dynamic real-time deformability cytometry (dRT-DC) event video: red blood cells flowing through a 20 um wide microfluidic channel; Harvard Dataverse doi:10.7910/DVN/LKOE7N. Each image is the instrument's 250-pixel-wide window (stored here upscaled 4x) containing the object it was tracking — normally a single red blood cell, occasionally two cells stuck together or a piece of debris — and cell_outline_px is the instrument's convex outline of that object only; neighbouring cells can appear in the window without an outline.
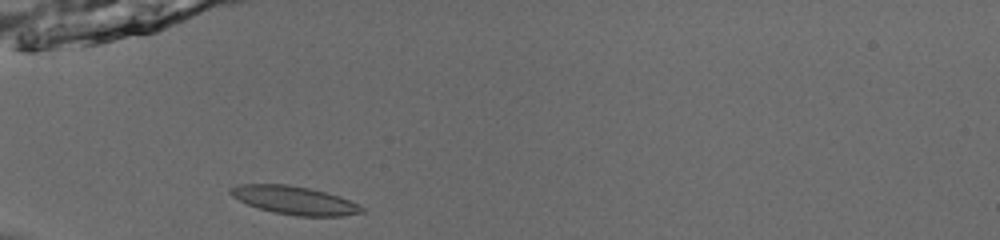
{"species": "common noctule bat (a hibernating species)", "species_latin": "Nyctalus noctula", "temperature_condition": "room temperature", "stored_images_in_passage": 35, "camera_frame_rate_fps": 3000, "um_per_image_px": 0.085, "animal": {"sex": "male", "body_mass_g": 13.0, "forearm_length_mm": 53.1}, "frame": {"image": 1, "passage_image": 1, "time_ms": 0.0, "image_size_px": [1000, 240], "cell_outline_px": [[364, 212], [340, 216], [296, 216], [272, 212], [248, 204], [232, 196], [228, 192], [232, 188], [240, 184], [288, 184], [308, 188], [340, 196], [364, 208]], "centroid_in_image_um": [25.02, 17.03], "position_along_channel_um": 60.0, "area_um2": 21.33}}
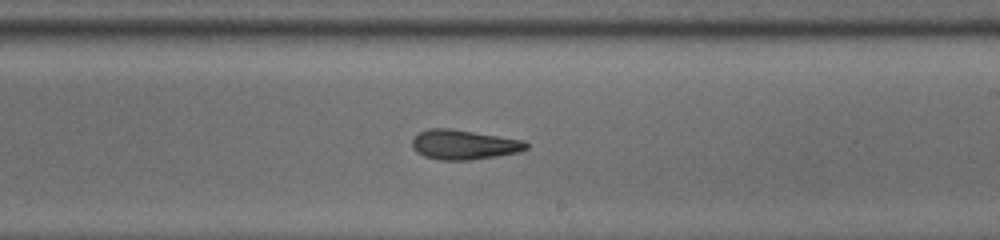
{"frame": {"image": 2, "passage_image": 16, "time_ms": 5.0, "image_size_px": [1000, 240], "cell_outline_px": [[528, 148], [520, 152], [496, 156], [468, 160], [440, 160], [424, 156], [416, 152], [412, 148], [412, 140], [420, 132], [428, 128], [452, 128], [524, 140], [528, 144]], "centroid_in_image_um": [39.43, 12.29], "position_along_channel_um": 249.6, "area_um2": 19.83}}
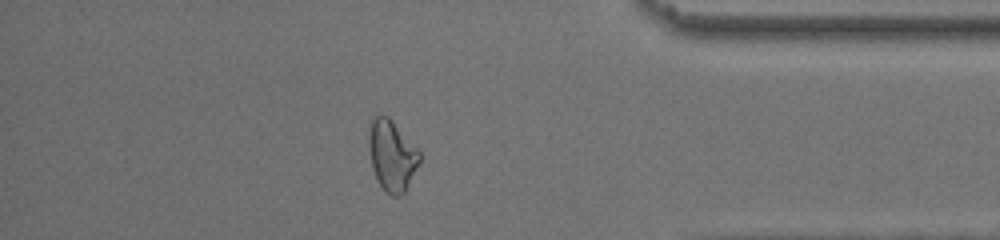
{"frame": {"image": 3, "passage_image": 29, "time_ms": 9.333, "image_size_px": [1000, 240], "cell_outline_px": [[420, 160], [404, 192], [400, 196], [392, 196], [384, 192], [376, 180], [372, 168], [368, 140], [368, 136], [372, 116], [388, 116], [392, 120], [420, 152]], "centroid_in_image_um": [33.28, 13.23], "position_along_channel_um": 401.9, "area_um2": 20.75}, "authors_computed_cell_mechanics": {"area_um2": 19.8254, "velocity_mm_per_s": 3.9514, "shape_relaxation_time_tau1_ms": 4.165, "shape_relaxation_time_tau2_ms": 3.2673, "deformation_change_tau1": 0.1523, "deformation_change_tau2": 0.1247}}